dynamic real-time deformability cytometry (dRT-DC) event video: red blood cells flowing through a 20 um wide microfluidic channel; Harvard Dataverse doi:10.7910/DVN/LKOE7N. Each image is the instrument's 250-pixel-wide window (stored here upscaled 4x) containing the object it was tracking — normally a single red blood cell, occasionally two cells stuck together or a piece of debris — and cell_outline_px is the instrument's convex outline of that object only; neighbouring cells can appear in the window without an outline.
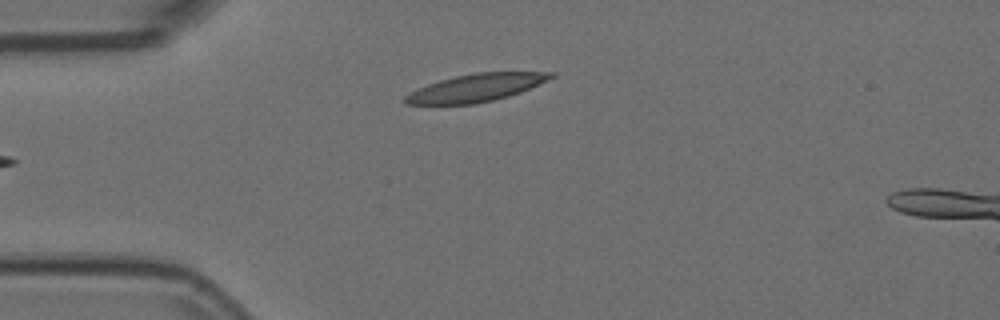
{"species": "Egyptian fruit bat (a non-hibernating species)", "species_latin": "Rousettus aegyptiacus", "temperature_condition": "room temperature", "stored_images_in_passage": 5, "camera_frame_rate_fps": 3000, "um_per_image_px": 0.085, "animal": {"sex": "female"}, "frame": {"image": 1, "passage_image": 5, "time_ms": 1.333, "image_size_px": [1000, 320], "cell_outline_px": [[556, 76], [548, 80], [520, 92], [508, 96], [476, 104], [404, 104], [404, 96], [408, 92], [428, 84], [440, 80], [456, 76], [476, 72], [556, 72]], "centroid_in_image_um": [40.45, 7.46], "position_along_channel_um": 44.5, "area_um2": 23.41}}